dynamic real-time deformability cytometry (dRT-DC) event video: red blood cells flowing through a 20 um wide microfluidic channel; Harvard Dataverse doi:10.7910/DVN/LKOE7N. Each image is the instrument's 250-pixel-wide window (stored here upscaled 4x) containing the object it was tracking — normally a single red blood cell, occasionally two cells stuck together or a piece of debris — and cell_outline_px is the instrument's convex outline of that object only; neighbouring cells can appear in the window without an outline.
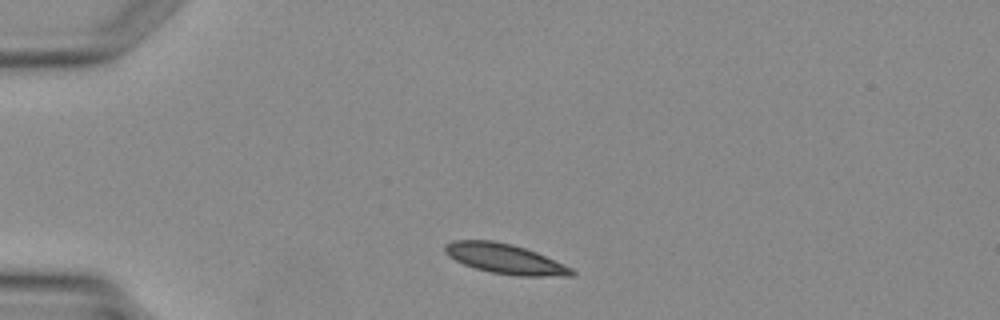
{"species": "Egyptian fruit bat (a non-hibernating species)", "species_latin": "Rousettus aegyptiacus", "temperature_condition": "warm", "stored_images_in_passage": 2, "camera_frame_rate_fps": 3000, "um_per_image_px": 0.085, "animal": {"sex": "female"}, "frame": {"image": 1, "passage_image": 1, "time_ms": 0.0, "image_size_px": [1000, 320], "cell_outline_px": [[576, 272], [572, 276], [520, 276], [492, 272], [476, 268], [464, 264], [448, 256], [444, 252], [444, 244], [452, 240], [492, 240], [512, 244], [536, 252], [564, 264], [572, 268]], "centroid_in_image_um": [42.92, 21.99], "position_along_channel_um": 42.1, "area_um2": 22.02}}
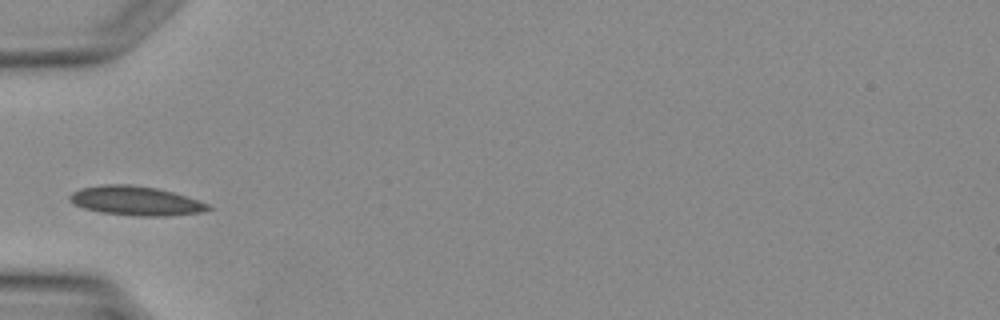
{"frame": {"image": 2, "passage_image": 2, "time_ms": 1.333, "image_size_px": [1000, 320], "cell_outline_px": [[212, 208], [204, 212], [164, 216], [140, 216], [100, 212], [84, 208], [72, 204], [68, 200], [68, 196], [72, 192], [80, 188], [104, 184], [132, 184], [156, 188], [188, 196], [208, 204]], "centroid_in_image_um": [11.51, 17.06], "position_along_channel_um": 73.5, "area_um2": 23.7}}